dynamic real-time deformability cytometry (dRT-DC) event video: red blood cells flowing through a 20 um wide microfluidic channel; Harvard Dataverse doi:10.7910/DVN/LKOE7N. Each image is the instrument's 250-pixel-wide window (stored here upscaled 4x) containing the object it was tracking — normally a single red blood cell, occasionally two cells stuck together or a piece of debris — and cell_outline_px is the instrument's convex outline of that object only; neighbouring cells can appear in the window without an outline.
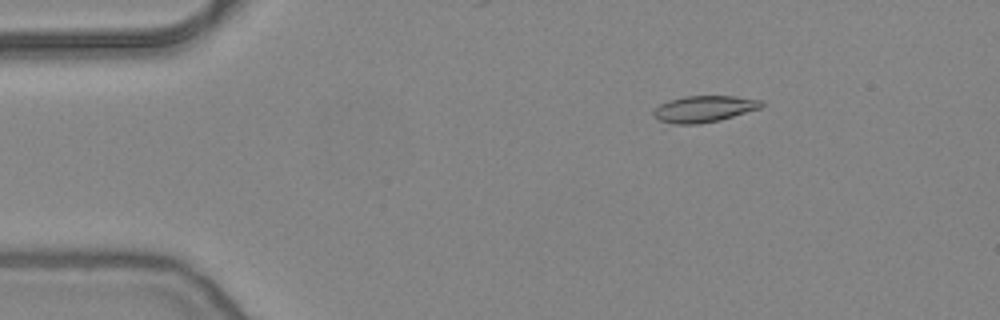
{"species": "common noctule bat (a hibernating species)", "species_latin": "Nyctalus noctula", "temperature_condition": "warm", "stored_images_in_passage": 13, "camera_frame_rate_fps": 3000, "um_per_image_px": 0.085, "animal": {"sex": "female", "body_mass_g": 24.6, "forearm_length_mm": 56.2}, "frame": {"image": 1, "passage_image": 1, "time_ms": 0.0, "image_size_px": [1000, 320], "cell_outline_px": [[764, 104], [760, 108], [720, 120], [696, 124], [676, 124], [660, 120], [652, 116], [652, 112], [660, 104], [668, 100], [684, 96], [736, 96], [764, 100]], "centroid_in_image_um": [59.85, 9.24], "position_along_channel_um": 25.1, "area_um2": 16.65}}
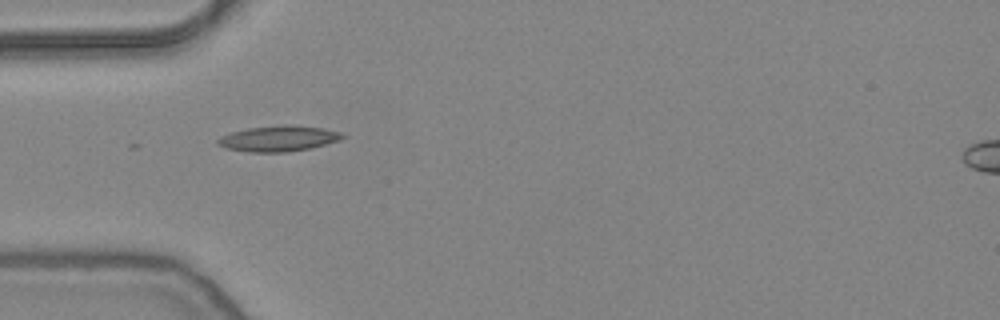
{"frame": {"image": 2, "passage_image": 9, "time_ms": 2.667, "image_size_px": [1000, 320], "cell_outline_px": [[344, 136], [340, 140], [308, 148], [288, 152], [248, 152], [224, 148], [216, 144], [216, 140], [220, 136], [232, 132], [248, 128], [280, 124], [292, 124], [320, 128], [340, 132]], "centroid_in_image_um": [23.6, 11.77], "position_along_channel_um": 61.4, "area_um2": 18.67}}
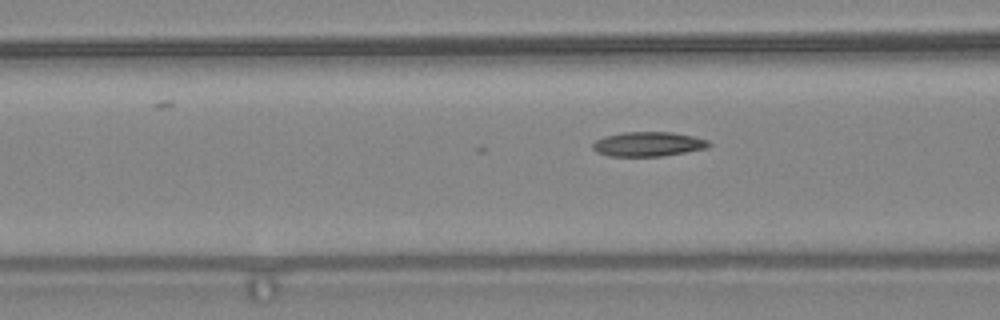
{"frame": {"image": 3, "passage_image": 13, "time_ms": 4.0, "image_size_px": [1000, 320], "cell_outline_px": [[712, 144], [708, 148], [664, 156], [608, 156], [596, 152], [592, 148], [592, 144], [596, 140], [604, 136], [624, 132], [672, 132], [692, 136], [708, 140]], "centroid_in_image_um": [55.1, 12.25], "position_along_channel_um": 111.5, "area_um2": 16.7}}